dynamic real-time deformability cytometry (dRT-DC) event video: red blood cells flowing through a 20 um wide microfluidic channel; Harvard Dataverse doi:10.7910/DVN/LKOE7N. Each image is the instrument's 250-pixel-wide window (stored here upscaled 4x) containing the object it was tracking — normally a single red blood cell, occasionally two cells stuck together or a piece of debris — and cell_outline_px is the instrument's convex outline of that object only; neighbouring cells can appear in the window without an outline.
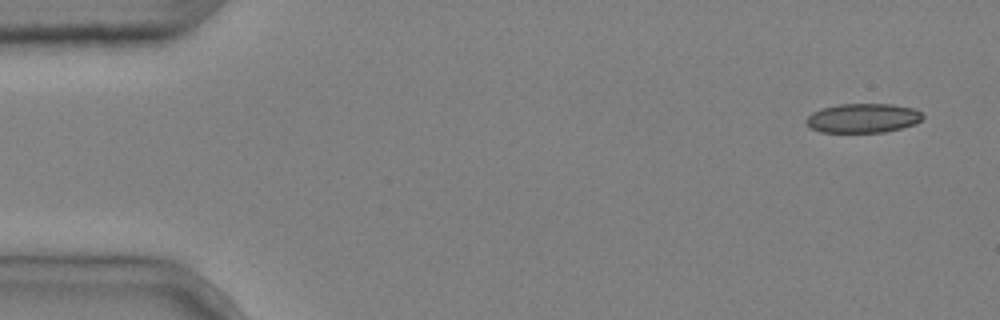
{"species": "common noctule bat (a hibernating species)", "species_latin": "Nyctalus noctula", "temperature_condition": "cold", "stored_images_in_passage": 4, "camera_frame_rate_fps": 3000, "um_per_image_px": 0.085, "animal": {"sex": "male", "body_mass_g": 20.4}, "frame": {"image": 1, "passage_image": 1, "time_ms": 0.0, "image_size_px": [1000, 320], "cell_outline_px": [[924, 116], [916, 124], [884, 132], [820, 132], [808, 128], [804, 120], [812, 112], [820, 108], [840, 104], [892, 104], [916, 108]], "centroid_in_image_um": [73.31, 10.04], "position_along_channel_um": 11.7, "area_um2": 20.11}}